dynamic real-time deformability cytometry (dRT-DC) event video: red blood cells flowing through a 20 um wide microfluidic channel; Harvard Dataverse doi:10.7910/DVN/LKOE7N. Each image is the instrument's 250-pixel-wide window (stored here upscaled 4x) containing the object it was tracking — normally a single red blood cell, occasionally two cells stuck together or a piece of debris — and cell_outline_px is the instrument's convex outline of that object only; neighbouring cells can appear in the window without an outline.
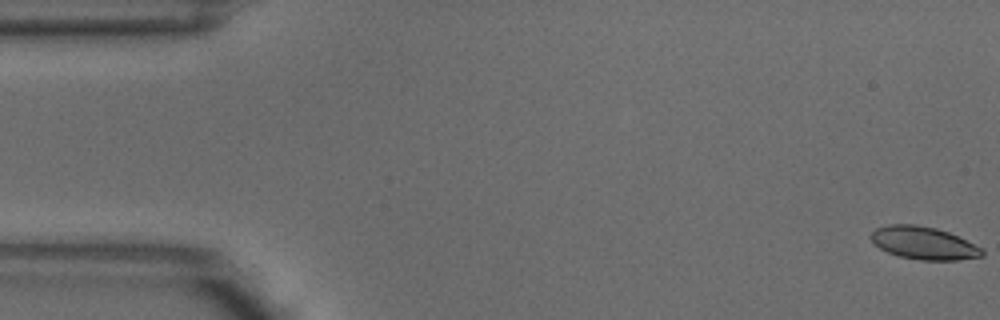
{"species": "common noctule bat (a hibernating species)", "species_latin": "Nyctalus noctula", "temperature_condition": "warm", "stored_images_in_passage": 8, "camera_frame_rate_fps": 3000, "um_per_image_px": 0.085, "animal": {"sex": "male", "body_mass_g": 18.8}, "frame": {"image": 1, "passage_image": 1, "time_ms": 0.0, "image_size_px": [1000, 320], "cell_outline_px": [[984, 256], [960, 260], [920, 260], [900, 256], [888, 252], [872, 244], [868, 236], [876, 228], [888, 224], [916, 224], [936, 228], [948, 232], [984, 248]], "centroid_in_image_um": [78.5, 20.65], "position_along_channel_um": 6.5, "area_um2": 21.44}}
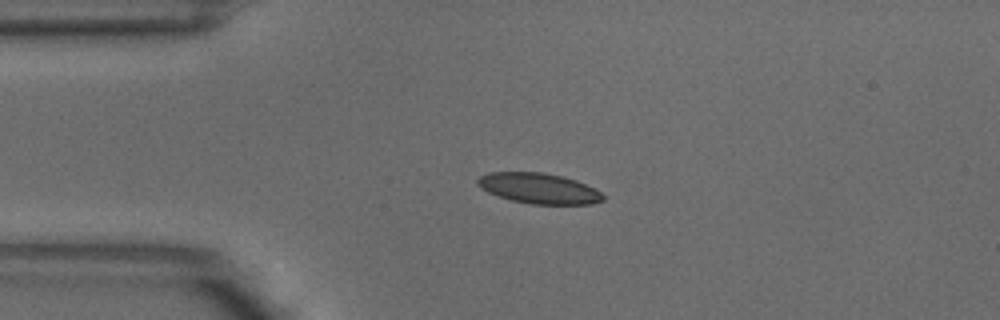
{"frame": {"image": 2, "passage_image": 4, "time_ms": 1.0, "image_size_px": [1000, 320], "cell_outline_px": [[604, 200], [592, 204], [532, 204], [512, 200], [488, 192], [480, 188], [476, 184], [476, 180], [480, 176], [488, 172], [544, 172], [564, 176], [576, 180], [600, 192], [604, 196]], "centroid_in_image_um": [45.78, 16.0], "position_along_channel_um": 39.2, "area_um2": 22.25}}